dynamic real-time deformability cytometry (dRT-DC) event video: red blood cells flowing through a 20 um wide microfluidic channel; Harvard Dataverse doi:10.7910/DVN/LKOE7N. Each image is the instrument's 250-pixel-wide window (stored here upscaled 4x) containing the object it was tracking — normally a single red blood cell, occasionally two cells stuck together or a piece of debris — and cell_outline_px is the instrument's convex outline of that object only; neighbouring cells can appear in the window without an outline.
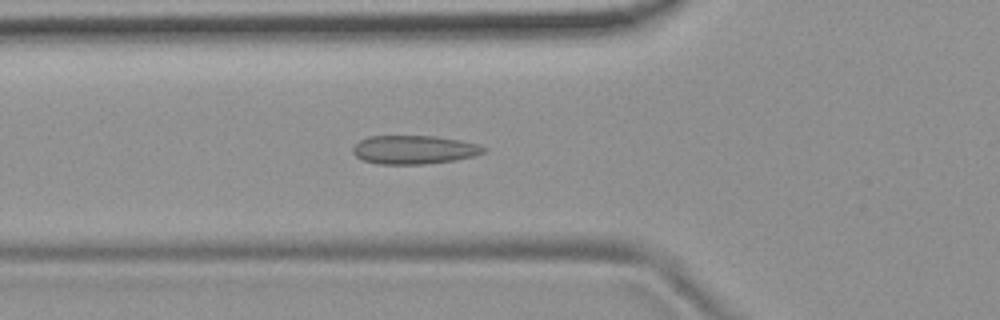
{"species": "common noctule bat (a hibernating species)", "species_latin": "Nyctalus noctula", "temperature_condition": "room temperature", "stored_images_in_passage": 49, "camera_frame_rate_fps": 3000, "um_per_image_px": 0.085, "animal": {"sex": "female", "body_mass_g": 19.9}, "frame": {"image": 1, "passage_image": 19, "time_ms": 6.0, "image_size_px": [1000, 320], "cell_outline_px": [[488, 152], [476, 156], [456, 160], [424, 164], [376, 164], [364, 160], [356, 156], [352, 152], [352, 148], [360, 140], [368, 136], [436, 136], [460, 140], [480, 144], [488, 148]], "centroid_in_image_um": [35.26, 12.72], "position_along_channel_um": 90.5, "area_um2": 22.14}}
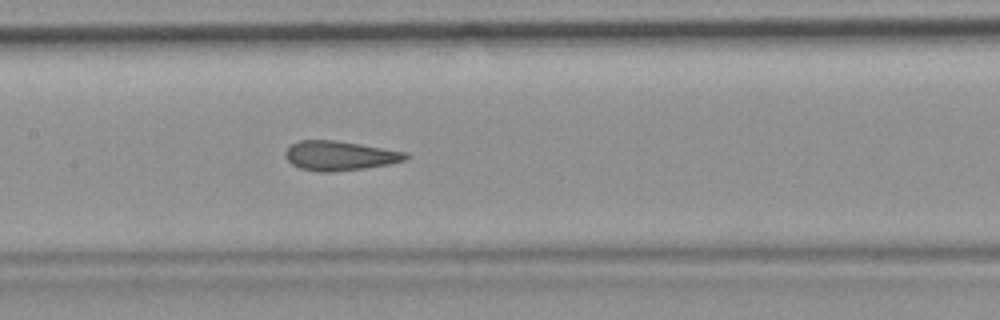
{"frame": {"image": 2, "passage_image": 26, "time_ms": 8.333, "image_size_px": [1000, 320], "cell_outline_px": [[412, 156], [408, 160], [388, 164], [364, 168], [332, 172], [320, 172], [300, 168], [292, 164], [284, 156], [284, 152], [292, 144], [300, 140], [336, 140], [408, 152]], "centroid_in_image_um": [28.92, 13.23], "position_along_channel_um": 178.5, "area_um2": 20.81}}
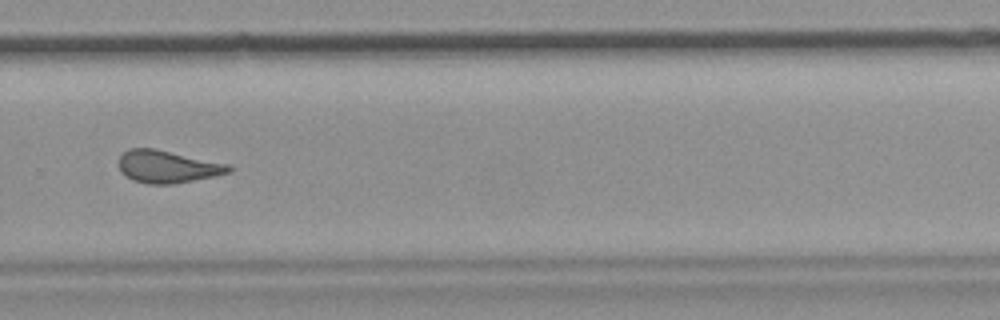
{"frame": {"image": 3, "passage_image": 37, "time_ms": 12.0, "image_size_px": [1000, 320], "cell_outline_px": [[232, 172], [172, 184], [148, 184], [132, 180], [120, 172], [120, 156], [128, 148], [152, 148], [232, 164]], "centroid_in_image_um": [14.25, 14.16], "position_along_channel_um": 315.5, "area_um2": 20.75}, "authors_computed_cell_mechanics": {"area_um2": 21.2126, "velocity_mm_per_s": 3.7522, "shape_relaxation_time_tau1_ms": null, "shape_relaxation_time_tau2_ms": 1.5839, "deformation_change_tau1": null, "deformation_change_tau2": 0.0848}}